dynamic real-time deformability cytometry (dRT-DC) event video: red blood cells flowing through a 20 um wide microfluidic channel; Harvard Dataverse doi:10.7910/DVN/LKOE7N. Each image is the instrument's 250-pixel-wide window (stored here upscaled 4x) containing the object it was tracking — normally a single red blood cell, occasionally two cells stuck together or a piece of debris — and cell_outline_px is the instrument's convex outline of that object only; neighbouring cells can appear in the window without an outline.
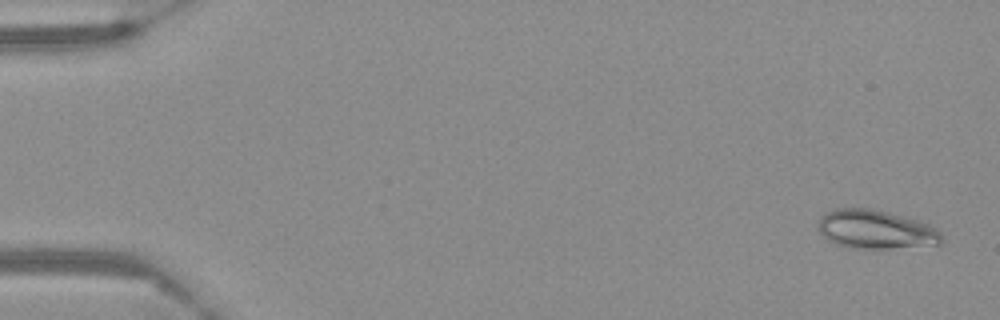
{"species": "Egyptian fruit bat (a non-hibernating species)", "species_latin": "Rousettus aegyptiacus", "temperature_condition": "warm", "stored_images_in_passage": 59, "camera_frame_rate_fps": 3000, "um_per_image_px": 0.085, "frame": {"image": 1, "passage_image": 3, "time_ms": 0.667, "image_size_px": [1000, 320], "cell_outline_px": [[944, 240], [940, 244], [888, 248], [856, 248], [836, 244], [828, 240], [820, 232], [820, 216], [836, 208], [868, 208], [888, 212], [916, 220], [928, 224], [936, 228], [940, 232]], "centroid_in_image_um": [74.46, 19.5], "position_along_channel_um": 10.5, "area_um2": 27.51}}
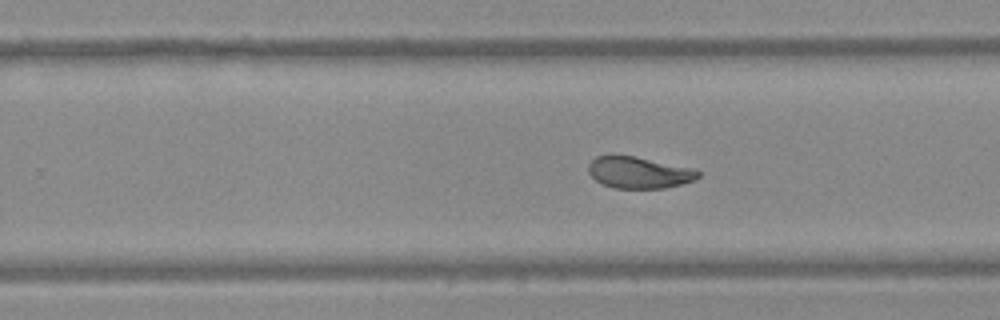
{"frame": {"image": 2, "passage_image": 38, "time_ms": 12.333, "image_size_px": [1000, 320], "cell_outline_px": [[700, 176], [692, 180], [680, 184], [664, 188], [612, 188], [596, 180], [588, 172], [588, 164], [596, 156], [612, 152], [696, 168], [700, 172]], "centroid_in_image_um": [54.27, 14.62], "position_along_channel_um": 275.5, "area_um2": 20.58}}
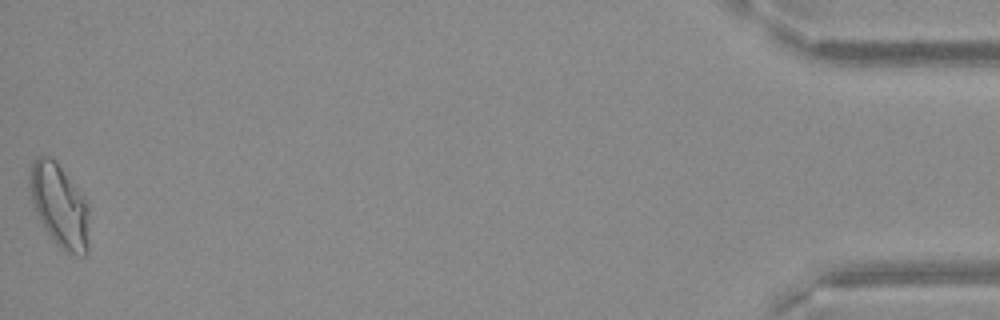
{"frame": {"image": 3, "passage_image": 59, "time_ms": 19.333, "image_size_px": [1000, 320], "cell_outline_px": [[88, 252], [84, 256], [80, 256], [64, 252], [56, 244], [44, 228], [36, 212], [32, 200], [28, 184], [28, 164], [36, 156], [52, 156], [56, 160], [88, 200]], "centroid_in_image_um": [5.04, 17.43], "position_along_channel_um": 430.2, "area_um2": 29.65}}